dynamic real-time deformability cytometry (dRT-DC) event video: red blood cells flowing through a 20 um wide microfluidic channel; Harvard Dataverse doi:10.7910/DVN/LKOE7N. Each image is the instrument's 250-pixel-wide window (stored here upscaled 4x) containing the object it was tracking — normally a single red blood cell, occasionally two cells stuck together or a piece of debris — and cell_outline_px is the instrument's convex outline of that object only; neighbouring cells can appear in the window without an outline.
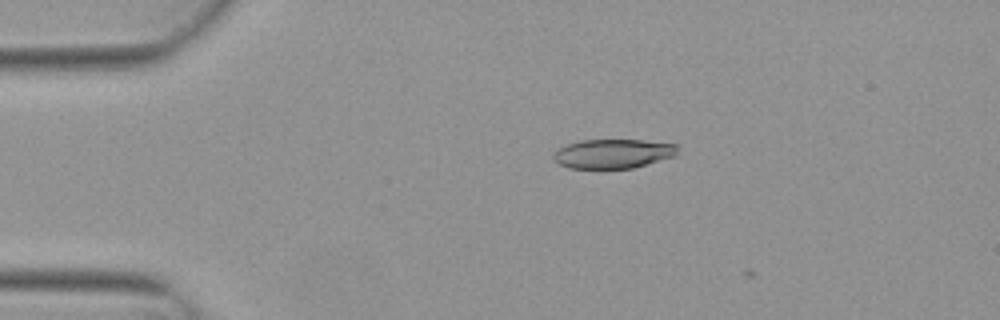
{"species": "Egyptian fruit bat (a non-hibernating species)", "species_latin": "Rousettus aegyptiacus", "temperature_condition": "warm", "stored_images_in_passage": 12, "camera_frame_rate_fps": 3000, "um_per_image_px": 0.085, "animal": {"sex": "female"}, "frame": {"image": 1, "passage_image": 11, "time_ms": 3.333, "image_size_px": [1000, 320], "cell_outline_px": [[676, 156], [632, 168], [568, 168], [552, 160], [552, 156], [556, 148], [580, 140], [644, 140], [676, 144]], "centroid_in_image_um": [52.06, 13.06], "position_along_channel_um": 32.9, "area_um2": 21.21}}